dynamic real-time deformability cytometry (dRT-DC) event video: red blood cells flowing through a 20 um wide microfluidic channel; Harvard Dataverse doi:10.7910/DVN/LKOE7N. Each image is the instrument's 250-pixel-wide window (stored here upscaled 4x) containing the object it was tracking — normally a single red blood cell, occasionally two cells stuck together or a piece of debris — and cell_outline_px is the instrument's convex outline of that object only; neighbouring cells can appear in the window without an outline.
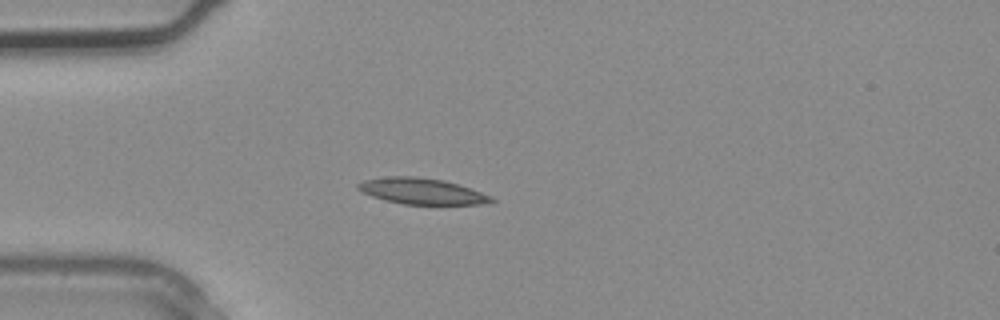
{"species": "common noctule bat (a hibernating species)", "species_latin": "Nyctalus noctula", "temperature_condition": "warm", "stored_images_in_passage": 2, "camera_frame_rate_fps": 3000, "um_per_image_px": 0.085, "animal": {"sex": "male", "body_mass_g": 20.4}, "frame": {"image": 1, "passage_image": 2, "time_ms": 0.333, "image_size_px": [1000, 320], "cell_outline_px": [[496, 200], [492, 204], [404, 204], [384, 200], [372, 196], [356, 188], [356, 184], [364, 180], [388, 176], [416, 176], [444, 180], [460, 184], [492, 196]], "centroid_in_image_um": [35.9, 16.25], "position_along_channel_um": 49.1, "area_um2": 20.4}}